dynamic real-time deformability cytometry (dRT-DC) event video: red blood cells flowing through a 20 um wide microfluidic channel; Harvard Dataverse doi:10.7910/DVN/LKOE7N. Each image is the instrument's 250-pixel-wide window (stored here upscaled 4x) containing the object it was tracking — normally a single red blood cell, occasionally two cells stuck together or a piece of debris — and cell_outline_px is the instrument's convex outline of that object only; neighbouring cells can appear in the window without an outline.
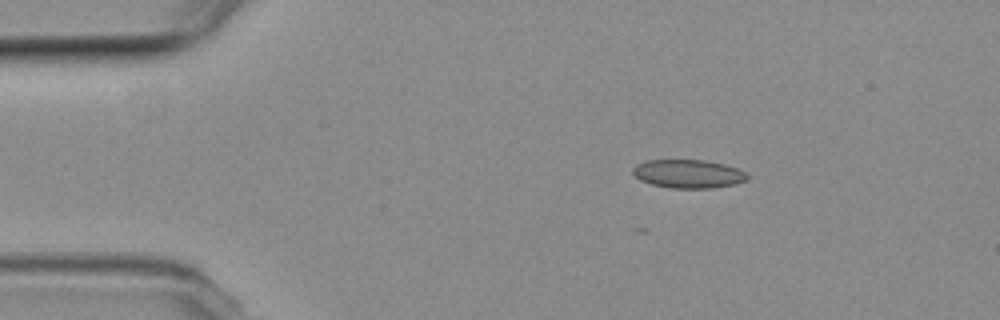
{"species": "common noctule bat (a hibernating species)", "species_latin": "Nyctalus noctula", "temperature_condition": "room temperature", "stored_images_in_passage": 9, "camera_frame_rate_fps": 3000, "um_per_image_px": 0.085, "animal": {"sex": "female", "body_mass_g": 19.3, "forearm_length_mm": 54.1}, "frame": {"image": 1, "passage_image": 1, "time_ms": 0.0, "image_size_px": [1000, 320], "cell_outline_px": [[748, 180], [736, 184], [712, 188], [672, 188], [652, 184], [640, 180], [632, 172], [632, 168], [636, 164], [648, 160], [704, 160], [724, 164], [736, 168], [744, 172], [748, 176]], "centroid_in_image_um": [58.5, 14.77], "position_along_channel_um": 26.5, "area_um2": 18.96}}
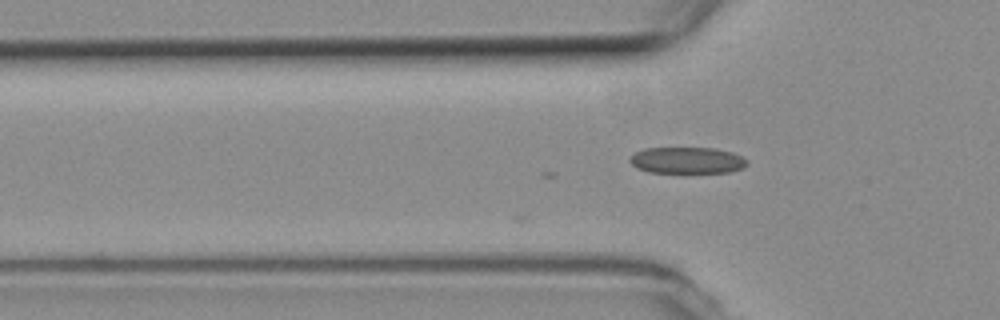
{"frame": {"image": 2, "passage_image": 9, "time_ms": 2.667, "image_size_px": [1000, 320], "cell_outline_px": [[748, 164], [744, 168], [728, 172], [648, 172], [636, 168], [628, 160], [636, 152], [644, 148], [712, 148], [732, 152], [748, 160]], "centroid_in_image_um": [58.41, 13.63], "position_along_channel_um": 67.4, "area_um2": 17.98}}